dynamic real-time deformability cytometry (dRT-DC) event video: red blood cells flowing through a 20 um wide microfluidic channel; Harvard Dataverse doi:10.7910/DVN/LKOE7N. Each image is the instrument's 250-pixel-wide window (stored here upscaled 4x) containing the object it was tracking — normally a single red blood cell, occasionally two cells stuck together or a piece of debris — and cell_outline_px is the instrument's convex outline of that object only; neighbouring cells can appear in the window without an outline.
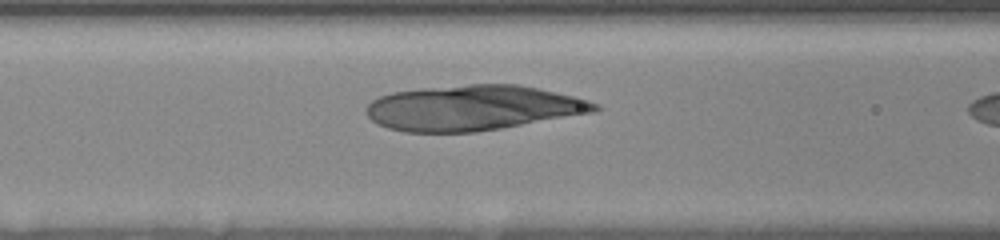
{"species": "human", "species_latin": "Homo sapiens", "temperature_condition": "room temperature", "stored_images_in_passage": 9, "camera_frame_rate_fps": 3000, "um_per_image_px": 0.085, "donor": {"sex": "female"}, "frame": {"image": 1, "passage_image": 6, "time_ms": 1.0, "image_size_px": [1000, 240], "cell_outline_px": [[600, 108], [596, 112], [476, 132], [404, 132], [388, 128], [372, 120], [364, 112], [364, 108], [372, 100], [380, 96], [392, 92], [420, 88], [468, 84], [516, 84], [536, 88], [572, 96], [588, 100], [600, 104]], "centroid_in_image_um": [40.16, 9.16], "position_along_channel_um": 126.4, "area_um2": 60.17}}